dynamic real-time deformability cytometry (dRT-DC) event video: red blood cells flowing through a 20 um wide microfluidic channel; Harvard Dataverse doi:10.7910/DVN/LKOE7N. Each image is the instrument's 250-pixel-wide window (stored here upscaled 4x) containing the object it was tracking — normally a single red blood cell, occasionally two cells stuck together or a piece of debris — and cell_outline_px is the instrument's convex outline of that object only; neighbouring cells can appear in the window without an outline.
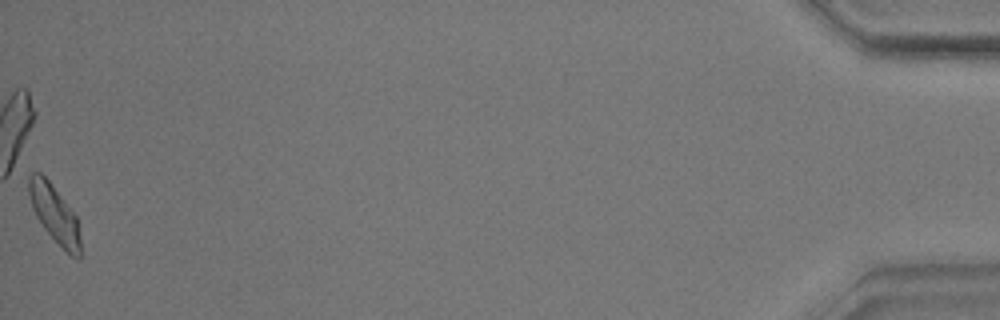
{"species": "common noctule bat (a hibernating species)", "species_latin": "Nyctalus noctula", "temperature_condition": "warm", "stored_images_in_passage": 57, "camera_frame_rate_fps": 3000, "um_per_image_px": 0.085, "animal": {"sex": "male", "body_mass_g": 17.9}, "frame": {"image": 1, "passage_image": 57, "time_ms": 18.667, "image_size_px": [1000, 320], "cell_outline_px": [[80, 256], [72, 256], [44, 228], [36, 216], [32, 208], [28, 192], [28, 176], [32, 172], [40, 172], [48, 180], [76, 216], [80, 236]], "centroid_in_image_um": [4.6, 18.12], "position_along_channel_um": 430.6, "area_um2": 16.76}}